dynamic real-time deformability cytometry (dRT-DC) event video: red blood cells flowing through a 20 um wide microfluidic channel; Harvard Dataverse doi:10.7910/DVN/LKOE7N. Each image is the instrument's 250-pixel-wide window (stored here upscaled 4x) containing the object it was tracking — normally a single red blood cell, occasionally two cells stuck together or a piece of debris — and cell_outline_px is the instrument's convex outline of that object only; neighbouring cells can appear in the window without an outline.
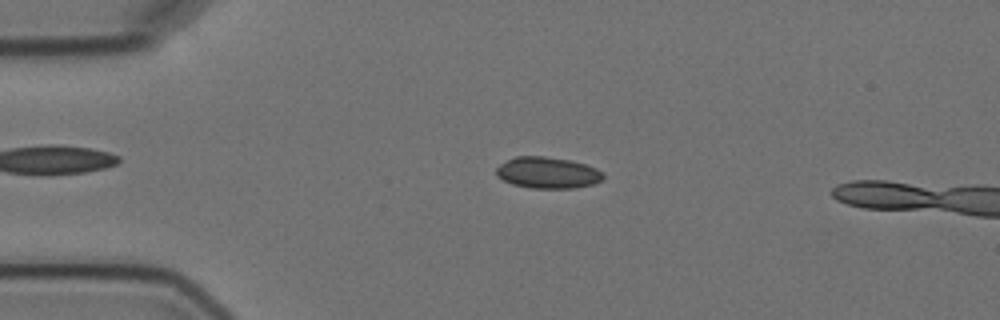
{"species": "Egyptian fruit bat (a non-hibernating species)", "species_latin": "Rousettus aegyptiacus", "temperature_condition": "cold", "stored_images_in_passage": 2, "camera_frame_rate_fps": 3000, "um_per_image_px": 0.085, "animal": {"sex": "female"}, "frame": {"image": 1, "passage_image": 1, "time_ms": 0.0, "image_size_px": [1000, 320], "cell_outline_px": [[604, 176], [600, 180], [592, 184], [576, 188], [532, 188], [512, 184], [496, 176], [496, 168], [500, 164], [516, 156], [544, 156], [568, 160], [584, 164], [596, 168]], "centroid_in_image_um": [46.51, 14.68], "position_along_channel_um": 38.5, "area_um2": 19.31}}